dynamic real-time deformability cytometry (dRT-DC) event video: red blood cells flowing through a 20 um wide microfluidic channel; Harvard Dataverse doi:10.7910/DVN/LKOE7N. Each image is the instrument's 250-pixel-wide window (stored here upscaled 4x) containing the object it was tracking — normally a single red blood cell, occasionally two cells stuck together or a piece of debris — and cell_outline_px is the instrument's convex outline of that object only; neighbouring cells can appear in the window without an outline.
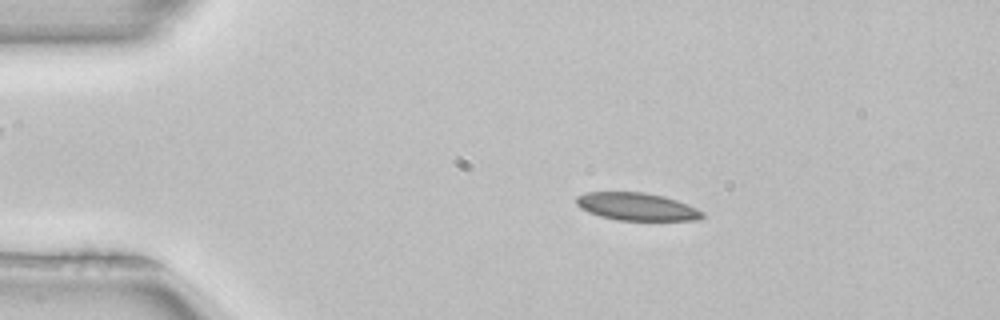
{"species": "common noctule bat (a hibernating species)", "species_latin": "Nyctalus noctula", "temperature_condition": "room temperature", "stored_images_in_passage": 51, "camera_frame_rate_fps": 3000, "um_per_image_px": 0.085, "animal": {"sex": "female", "body_mass_g": 22.7, "forearm_length_mm": 54.2}, "frame": {"image": 1, "passage_image": 9, "time_ms": 2.667, "image_size_px": [1000, 320], "cell_outline_px": [[704, 216], [696, 220], [616, 220], [600, 216], [588, 212], [580, 208], [576, 204], [576, 196], [584, 192], [644, 192], [664, 196], [688, 204], [704, 212]], "centroid_in_image_um": [54.1, 17.56], "position_along_channel_um": 30.9, "area_um2": 20.4}}
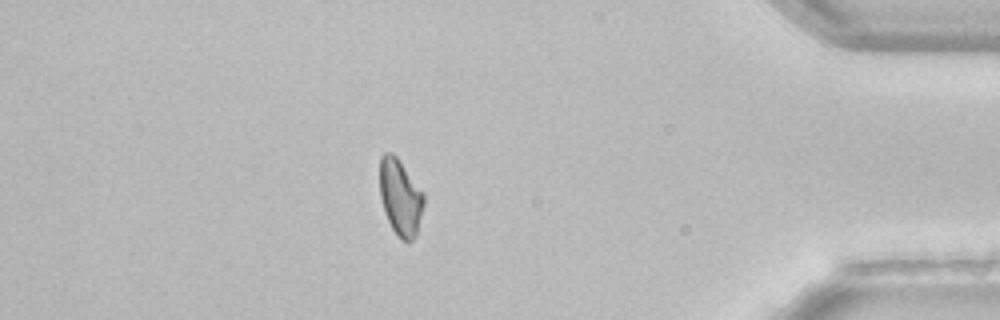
{"frame": {"image": 2, "passage_image": 44, "time_ms": 14.333, "image_size_px": [1000, 320], "cell_outline_px": [[424, 204], [416, 236], [408, 244], [400, 240], [396, 236], [384, 212], [380, 196], [380, 156], [384, 152], [392, 152], [396, 156], [424, 192]], "centroid_in_image_um": [34.03, 16.8], "position_along_channel_um": 401.2, "area_um2": 19.88}}